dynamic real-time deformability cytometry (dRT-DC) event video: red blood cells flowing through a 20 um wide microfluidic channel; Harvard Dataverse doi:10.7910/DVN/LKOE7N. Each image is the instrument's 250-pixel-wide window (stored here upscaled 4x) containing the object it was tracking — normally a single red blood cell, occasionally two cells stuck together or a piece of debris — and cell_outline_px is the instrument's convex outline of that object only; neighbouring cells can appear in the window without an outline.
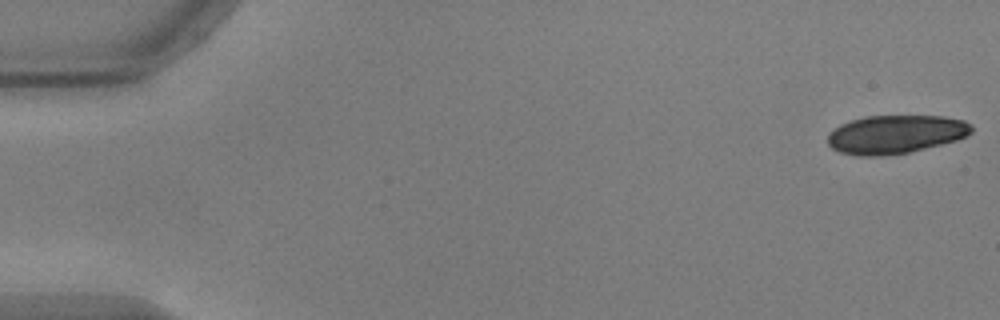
{"species": "common noctule bat (a hibernating species)", "species_latin": "Nyctalus noctula", "temperature_condition": "warm", "stored_images_in_passage": 19, "camera_frame_rate_fps": 3000, "um_per_image_px": 0.085, "animal": {"sex": "male", "body_mass_g": 17.9, "forearm_length_mm": 54.2}, "frame": {"image": 1, "passage_image": 1, "time_ms": 0.0, "image_size_px": [1000, 320], "cell_outline_px": [[972, 132], [956, 140], [908, 152], [880, 156], [856, 156], [840, 152], [832, 148], [828, 144], [828, 132], [840, 124], [864, 116], [944, 116], [964, 120], [972, 124]], "centroid_in_image_um": [76.09, 11.41], "position_along_channel_um": 8.9, "area_um2": 32.19}}